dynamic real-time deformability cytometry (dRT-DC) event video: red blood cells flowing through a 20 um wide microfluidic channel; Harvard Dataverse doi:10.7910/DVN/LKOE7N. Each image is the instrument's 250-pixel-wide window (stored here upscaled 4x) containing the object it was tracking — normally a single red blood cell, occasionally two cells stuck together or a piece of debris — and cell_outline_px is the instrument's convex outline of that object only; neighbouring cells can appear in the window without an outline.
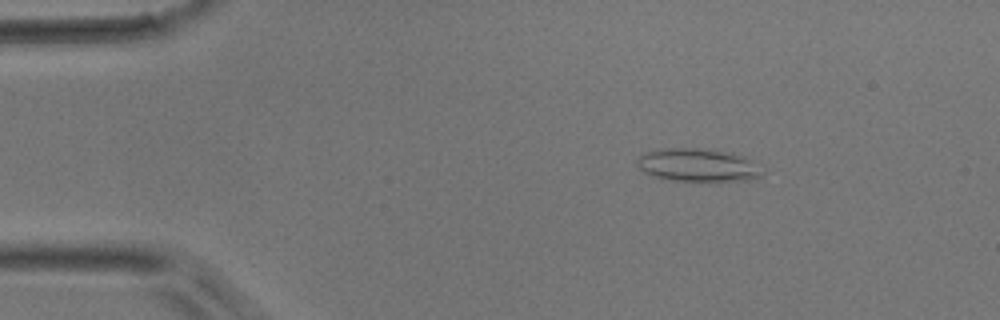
{"species": "common noctule bat (a hibernating species)", "species_latin": "Nyctalus noctula", "temperature_condition": "room temperature", "stored_images_in_passage": 48, "camera_frame_rate_fps": 3000, "um_per_image_px": 0.085, "animal": {"sex": "male", "body_mass_g": 17.9}, "frame": {"image": 1, "passage_image": 7, "time_ms": 2.0, "image_size_px": [1000, 320], "cell_outline_px": [[764, 172], [760, 176], [748, 180], [720, 184], [672, 180], [656, 176], [644, 172], [640, 168], [636, 160], [644, 152], [660, 148], [708, 148], [728, 152], [744, 156]], "centroid_in_image_um": [59.34, 14.06], "position_along_channel_um": 25.7, "area_um2": 24.85}}
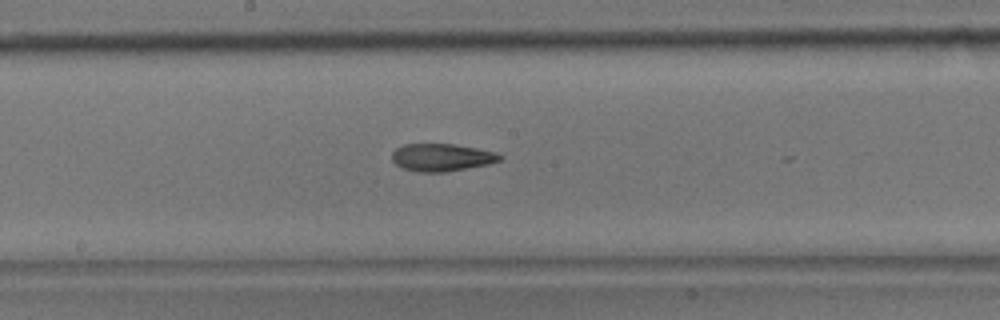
{"frame": {"image": 2, "passage_image": 25, "time_ms": 8.0, "image_size_px": [1000, 320], "cell_outline_px": [[504, 156], [500, 160], [488, 164], [444, 172], [416, 172], [404, 168], [396, 164], [392, 160], [392, 152], [396, 148], [404, 144], [456, 144], [496, 152]], "centroid_in_image_um": [37.54, 13.37], "position_along_channel_um": 210.7, "area_um2": 17.28}}
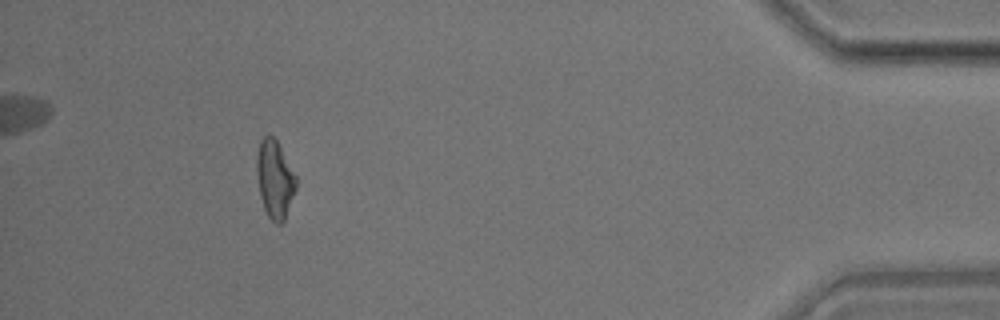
{"frame": {"image": 3, "passage_image": 44, "time_ms": 14.333, "image_size_px": [1000, 320], "cell_outline_px": [[296, 188], [284, 220], [280, 224], [276, 224], [268, 216], [264, 208], [260, 196], [256, 172], [256, 156], [260, 140], [264, 136], [272, 136], [276, 140], [296, 176]], "centroid_in_image_um": [23.34, 15.24], "position_along_channel_um": 411.9, "area_um2": 17.63}}